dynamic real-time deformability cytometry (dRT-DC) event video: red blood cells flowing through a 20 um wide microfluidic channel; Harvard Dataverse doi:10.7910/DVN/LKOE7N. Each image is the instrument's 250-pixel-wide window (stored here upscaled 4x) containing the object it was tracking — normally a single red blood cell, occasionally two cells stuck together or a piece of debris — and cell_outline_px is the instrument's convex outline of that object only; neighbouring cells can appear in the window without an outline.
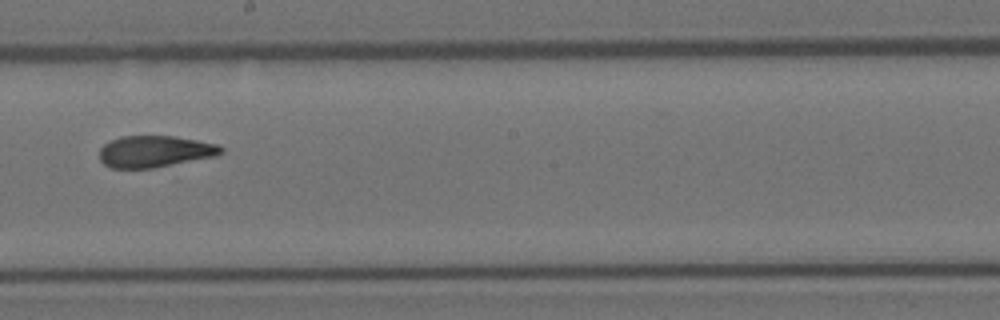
{"species": "Egyptian fruit bat (a non-hibernating species)", "species_latin": "Rousettus aegyptiacus", "temperature_condition": "room temperature", "stored_images_in_passage": 9, "camera_frame_rate_fps": 3000, "um_per_image_px": 0.085, "animal": {"sex": "female"}, "frame": {"image": 1, "passage_image": 9, "time_ms": 2.667, "image_size_px": [1000, 320], "cell_outline_px": [[224, 152], [216, 156], [152, 168], [112, 168], [104, 164], [100, 160], [100, 148], [104, 144], [120, 136], [172, 136], [196, 140], [216, 144], [224, 148]], "centroid_in_image_um": [13.16, 12.87], "position_along_channel_um": 235.0, "area_um2": 22.25}}